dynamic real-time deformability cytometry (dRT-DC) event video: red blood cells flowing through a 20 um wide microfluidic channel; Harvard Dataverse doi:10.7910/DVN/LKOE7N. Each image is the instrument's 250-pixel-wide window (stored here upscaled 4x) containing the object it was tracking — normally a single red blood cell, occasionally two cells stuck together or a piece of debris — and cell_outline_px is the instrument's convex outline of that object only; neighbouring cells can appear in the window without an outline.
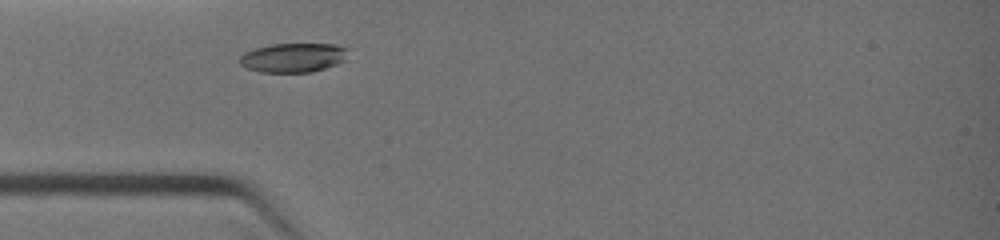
{"species": "common noctule bat (a hibernating species)", "species_latin": "Nyctalus noctula", "temperature_condition": "warm", "stored_images_in_passage": 2, "camera_frame_rate_fps": 3000, "um_per_image_px": 0.085, "animal": {"sex": "female", "body_mass_g": 19.0, "forearm_length_mm": 51.5}, "frame": {"image": 1, "passage_image": 1, "time_ms": 0.0, "image_size_px": [1000, 240], "cell_outline_px": [[348, 48], [344, 60], [336, 64], [312, 72], [260, 72], [244, 68], [236, 60], [244, 52], [268, 44], [336, 44]], "centroid_in_image_um": [24.86, 4.9], "position_along_channel_um": 60.1, "area_um2": 18.61}}
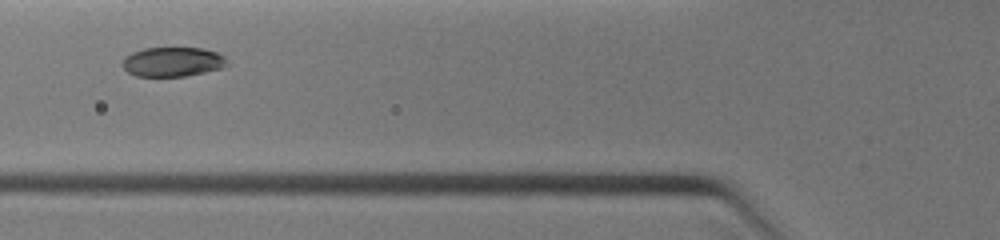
{"frame": {"image": 2, "passage_image": 2, "time_ms": 1.0, "image_size_px": [1000, 240], "cell_outline_px": [[228, 64], [220, 68], [204, 72], [184, 76], [136, 76], [128, 72], [120, 64], [124, 56], [132, 52], [144, 48], [200, 48], [216, 52], [224, 56]], "centroid_in_image_um": [14.62, 5.25], "position_along_channel_um": 111.2, "area_um2": 17.92}}